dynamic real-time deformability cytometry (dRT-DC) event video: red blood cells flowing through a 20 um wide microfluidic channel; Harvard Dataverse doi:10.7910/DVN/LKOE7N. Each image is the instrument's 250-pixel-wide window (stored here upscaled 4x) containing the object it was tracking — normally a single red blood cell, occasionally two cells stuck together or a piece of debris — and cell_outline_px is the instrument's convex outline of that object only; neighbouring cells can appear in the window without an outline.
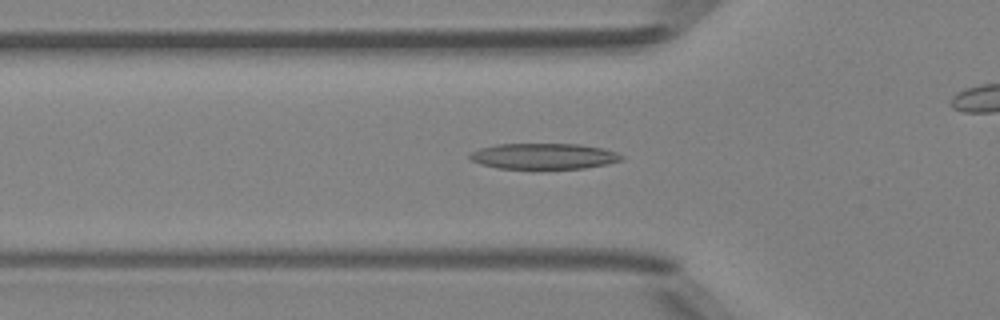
{"species": "Egyptian fruit bat (a non-hibernating species)", "species_latin": "Rousettus aegyptiacus", "temperature_condition": "room temperature", "stored_images_in_passage": 42, "camera_frame_rate_fps": 3000, "um_per_image_px": 0.085, "animal": {"sex": "female"}, "frame": {"image": 1, "passage_image": 17, "time_ms": 5.333, "image_size_px": [1000, 320], "cell_outline_px": [[624, 160], [608, 164], [584, 168], [532, 172], [500, 168], [480, 164], [472, 160], [468, 156], [472, 152], [480, 148], [496, 144], [580, 144], [604, 148], [616, 152], [624, 156]], "centroid_in_image_um": [46.24, 13.32], "position_along_channel_um": 79.6, "area_um2": 23.99}}
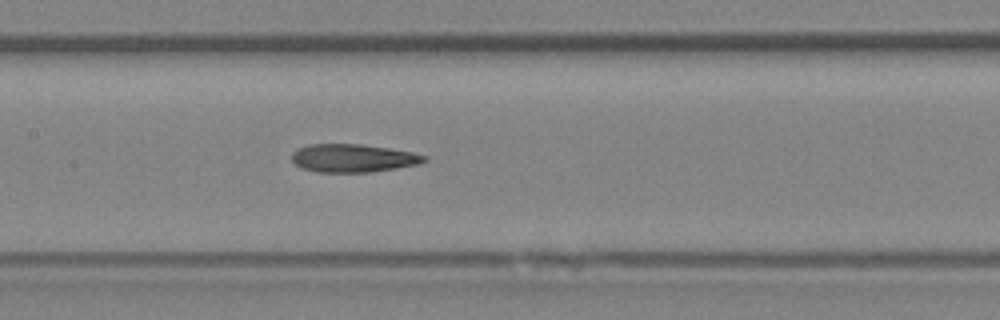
{"frame": {"image": 2, "passage_image": 24, "time_ms": 7.667, "image_size_px": [1000, 320], "cell_outline_px": [[428, 160], [416, 164], [396, 168], [372, 172], [316, 172], [300, 168], [292, 160], [292, 152], [308, 144], [360, 144], [388, 148], [412, 152], [428, 156]], "centroid_in_image_um": [30.0, 13.44], "position_along_channel_um": 177.4, "area_um2": 21.68}}
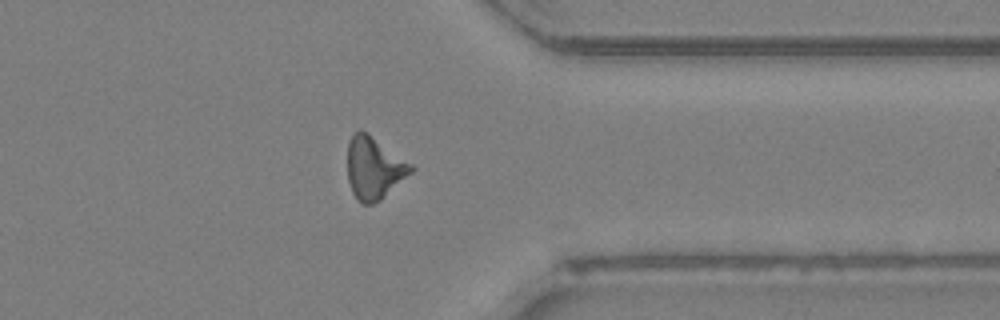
{"frame": {"image": 3, "passage_image": 39, "time_ms": 12.667, "image_size_px": [1000, 320], "cell_outline_px": [[416, 168], [412, 172], [380, 200], [372, 204], [360, 204], [356, 200], [352, 192], [348, 180], [348, 140], [360, 128], [368, 132], [412, 164]], "centroid_in_image_um": [31.78, 14.27], "position_along_channel_um": 379.6, "area_um2": 23.18}}